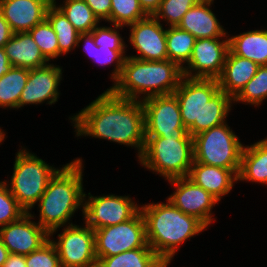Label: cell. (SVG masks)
<instances>
[{
  "mask_svg": "<svg viewBox=\"0 0 267 267\" xmlns=\"http://www.w3.org/2000/svg\"><path fill=\"white\" fill-rule=\"evenodd\" d=\"M70 119L77 137L92 136L133 146L138 150V158L143 152L145 123L141 100L120 98L107 89Z\"/></svg>",
  "mask_w": 267,
  "mask_h": 267,
  "instance_id": "6da1fadb",
  "label": "cell"
},
{
  "mask_svg": "<svg viewBox=\"0 0 267 267\" xmlns=\"http://www.w3.org/2000/svg\"><path fill=\"white\" fill-rule=\"evenodd\" d=\"M173 94L178 99L184 127L192 137L224 124L233 102L220 90L217 79L183 76Z\"/></svg>",
  "mask_w": 267,
  "mask_h": 267,
  "instance_id": "7a4b0ae2",
  "label": "cell"
},
{
  "mask_svg": "<svg viewBox=\"0 0 267 267\" xmlns=\"http://www.w3.org/2000/svg\"><path fill=\"white\" fill-rule=\"evenodd\" d=\"M147 244L166 264H170L179 246L207 227L196 217L187 215L168 199L165 203L141 205Z\"/></svg>",
  "mask_w": 267,
  "mask_h": 267,
  "instance_id": "3957f363",
  "label": "cell"
},
{
  "mask_svg": "<svg viewBox=\"0 0 267 267\" xmlns=\"http://www.w3.org/2000/svg\"><path fill=\"white\" fill-rule=\"evenodd\" d=\"M82 165V159L77 158L61 167L51 178L38 201V223L49 233V237L53 236L58 228L66 226L78 208L82 207L84 213Z\"/></svg>",
  "mask_w": 267,
  "mask_h": 267,
  "instance_id": "277c9868",
  "label": "cell"
},
{
  "mask_svg": "<svg viewBox=\"0 0 267 267\" xmlns=\"http://www.w3.org/2000/svg\"><path fill=\"white\" fill-rule=\"evenodd\" d=\"M182 77V68L169 59L145 61L127 56L119 78L108 90L120 98L142 101L151 96L173 94Z\"/></svg>",
  "mask_w": 267,
  "mask_h": 267,
  "instance_id": "5b68a950",
  "label": "cell"
},
{
  "mask_svg": "<svg viewBox=\"0 0 267 267\" xmlns=\"http://www.w3.org/2000/svg\"><path fill=\"white\" fill-rule=\"evenodd\" d=\"M139 161L165 180L187 177L194 162L193 137H145Z\"/></svg>",
  "mask_w": 267,
  "mask_h": 267,
  "instance_id": "8992f818",
  "label": "cell"
},
{
  "mask_svg": "<svg viewBox=\"0 0 267 267\" xmlns=\"http://www.w3.org/2000/svg\"><path fill=\"white\" fill-rule=\"evenodd\" d=\"M59 169L50 166L34 153L22 149L17 152L10 184L11 194L18 204L29 213L46 190L51 178Z\"/></svg>",
  "mask_w": 267,
  "mask_h": 267,
  "instance_id": "52a82bcc",
  "label": "cell"
},
{
  "mask_svg": "<svg viewBox=\"0 0 267 267\" xmlns=\"http://www.w3.org/2000/svg\"><path fill=\"white\" fill-rule=\"evenodd\" d=\"M243 147L225 122L193 136L194 162L240 171Z\"/></svg>",
  "mask_w": 267,
  "mask_h": 267,
  "instance_id": "ba28073f",
  "label": "cell"
},
{
  "mask_svg": "<svg viewBox=\"0 0 267 267\" xmlns=\"http://www.w3.org/2000/svg\"><path fill=\"white\" fill-rule=\"evenodd\" d=\"M94 233L97 260L132 249L151 248L147 244L145 221L141 211L123 223L96 229Z\"/></svg>",
  "mask_w": 267,
  "mask_h": 267,
  "instance_id": "9c48e42d",
  "label": "cell"
},
{
  "mask_svg": "<svg viewBox=\"0 0 267 267\" xmlns=\"http://www.w3.org/2000/svg\"><path fill=\"white\" fill-rule=\"evenodd\" d=\"M145 137H192L184 127L174 94L151 96L141 101Z\"/></svg>",
  "mask_w": 267,
  "mask_h": 267,
  "instance_id": "30bf717a",
  "label": "cell"
},
{
  "mask_svg": "<svg viewBox=\"0 0 267 267\" xmlns=\"http://www.w3.org/2000/svg\"><path fill=\"white\" fill-rule=\"evenodd\" d=\"M58 234V241L51 240L56 247L62 267H97L95 233L92 228L68 223Z\"/></svg>",
  "mask_w": 267,
  "mask_h": 267,
  "instance_id": "8fae6325",
  "label": "cell"
},
{
  "mask_svg": "<svg viewBox=\"0 0 267 267\" xmlns=\"http://www.w3.org/2000/svg\"><path fill=\"white\" fill-rule=\"evenodd\" d=\"M86 195L84 196V224L93 230L123 223L140 211V206L138 207V204H135L129 196L110 194L96 197L88 193L86 200Z\"/></svg>",
  "mask_w": 267,
  "mask_h": 267,
  "instance_id": "7c38bea8",
  "label": "cell"
},
{
  "mask_svg": "<svg viewBox=\"0 0 267 267\" xmlns=\"http://www.w3.org/2000/svg\"><path fill=\"white\" fill-rule=\"evenodd\" d=\"M223 38L196 39L191 57L182 67L183 76L188 78L218 79L223 71L229 41ZM195 72V73H193Z\"/></svg>",
  "mask_w": 267,
  "mask_h": 267,
  "instance_id": "4fadbf2b",
  "label": "cell"
},
{
  "mask_svg": "<svg viewBox=\"0 0 267 267\" xmlns=\"http://www.w3.org/2000/svg\"><path fill=\"white\" fill-rule=\"evenodd\" d=\"M175 191L168 200L179 210L200 220L207 228L212 223L213 207L219 202L214 196L202 187L194 184L187 177L167 180Z\"/></svg>",
  "mask_w": 267,
  "mask_h": 267,
  "instance_id": "5bb4252c",
  "label": "cell"
},
{
  "mask_svg": "<svg viewBox=\"0 0 267 267\" xmlns=\"http://www.w3.org/2000/svg\"><path fill=\"white\" fill-rule=\"evenodd\" d=\"M130 27L129 42L139 53L130 56L145 61H164L168 59L166 30L154 16L128 25Z\"/></svg>",
  "mask_w": 267,
  "mask_h": 267,
  "instance_id": "9a60e30c",
  "label": "cell"
},
{
  "mask_svg": "<svg viewBox=\"0 0 267 267\" xmlns=\"http://www.w3.org/2000/svg\"><path fill=\"white\" fill-rule=\"evenodd\" d=\"M33 218L29 212L0 228V238L9 253L28 255L50 239L49 233L39 223L31 221Z\"/></svg>",
  "mask_w": 267,
  "mask_h": 267,
  "instance_id": "2e32d148",
  "label": "cell"
},
{
  "mask_svg": "<svg viewBox=\"0 0 267 267\" xmlns=\"http://www.w3.org/2000/svg\"><path fill=\"white\" fill-rule=\"evenodd\" d=\"M62 73V68L49 63L30 69L27 83L20 95L19 108L28 104H40L46 100L50 105L58 101V86Z\"/></svg>",
  "mask_w": 267,
  "mask_h": 267,
  "instance_id": "e0dca14e",
  "label": "cell"
},
{
  "mask_svg": "<svg viewBox=\"0 0 267 267\" xmlns=\"http://www.w3.org/2000/svg\"><path fill=\"white\" fill-rule=\"evenodd\" d=\"M52 0H0V12L13 33L29 32L46 18Z\"/></svg>",
  "mask_w": 267,
  "mask_h": 267,
  "instance_id": "ac0fdd59",
  "label": "cell"
},
{
  "mask_svg": "<svg viewBox=\"0 0 267 267\" xmlns=\"http://www.w3.org/2000/svg\"><path fill=\"white\" fill-rule=\"evenodd\" d=\"M238 174L239 171L193 162L187 178L220 201L232 190Z\"/></svg>",
  "mask_w": 267,
  "mask_h": 267,
  "instance_id": "d6986e66",
  "label": "cell"
},
{
  "mask_svg": "<svg viewBox=\"0 0 267 267\" xmlns=\"http://www.w3.org/2000/svg\"><path fill=\"white\" fill-rule=\"evenodd\" d=\"M212 3L213 1H198L184 14L178 27L196 39L225 37L227 32L210 9Z\"/></svg>",
  "mask_w": 267,
  "mask_h": 267,
  "instance_id": "ffe728a7",
  "label": "cell"
},
{
  "mask_svg": "<svg viewBox=\"0 0 267 267\" xmlns=\"http://www.w3.org/2000/svg\"><path fill=\"white\" fill-rule=\"evenodd\" d=\"M3 48L13 67L30 70L49 63L29 32L14 33Z\"/></svg>",
  "mask_w": 267,
  "mask_h": 267,
  "instance_id": "44dd1931",
  "label": "cell"
},
{
  "mask_svg": "<svg viewBox=\"0 0 267 267\" xmlns=\"http://www.w3.org/2000/svg\"><path fill=\"white\" fill-rule=\"evenodd\" d=\"M259 65L228 51L221 76L217 79L219 88L234 98L256 74Z\"/></svg>",
  "mask_w": 267,
  "mask_h": 267,
  "instance_id": "7402d4cb",
  "label": "cell"
},
{
  "mask_svg": "<svg viewBox=\"0 0 267 267\" xmlns=\"http://www.w3.org/2000/svg\"><path fill=\"white\" fill-rule=\"evenodd\" d=\"M267 184V138L243 147L238 181Z\"/></svg>",
  "mask_w": 267,
  "mask_h": 267,
  "instance_id": "603a6c76",
  "label": "cell"
},
{
  "mask_svg": "<svg viewBox=\"0 0 267 267\" xmlns=\"http://www.w3.org/2000/svg\"><path fill=\"white\" fill-rule=\"evenodd\" d=\"M229 51L250 59L259 66L267 65V30H253L228 38Z\"/></svg>",
  "mask_w": 267,
  "mask_h": 267,
  "instance_id": "cb8c5ba5",
  "label": "cell"
},
{
  "mask_svg": "<svg viewBox=\"0 0 267 267\" xmlns=\"http://www.w3.org/2000/svg\"><path fill=\"white\" fill-rule=\"evenodd\" d=\"M152 248L128 250L117 255L102 257L97 267H167Z\"/></svg>",
  "mask_w": 267,
  "mask_h": 267,
  "instance_id": "d4e9b609",
  "label": "cell"
},
{
  "mask_svg": "<svg viewBox=\"0 0 267 267\" xmlns=\"http://www.w3.org/2000/svg\"><path fill=\"white\" fill-rule=\"evenodd\" d=\"M84 41V52H86L90 59H93L97 64L106 66L116 63L114 70L111 74V78L115 82L122 71L126 54L125 50H112L109 47L97 46L94 42L93 36L90 33L79 34L77 46L79 43Z\"/></svg>",
  "mask_w": 267,
  "mask_h": 267,
  "instance_id": "484cf974",
  "label": "cell"
},
{
  "mask_svg": "<svg viewBox=\"0 0 267 267\" xmlns=\"http://www.w3.org/2000/svg\"><path fill=\"white\" fill-rule=\"evenodd\" d=\"M46 19L56 33L59 45V57L76 48L80 33L54 3L48 7Z\"/></svg>",
  "mask_w": 267,
  "mask_h": 267,
  "instance_id": "4316f807",
  "label": "cell"
},
{
  "mask_svg": "<svg viewBox=\"0 0 267 267\" xmlns=\"http://www.w3.org/2000/svg\"><path fill=\"white\" fill-rule=\"evenodd\" d=\"M29 69L12 67L0 78V108H19V100L27 79Z\"/></svg>",
  "mask_w": 267,
  "mask_h": 267,
  "instance_id": "83f0119b",
  "label": "cell"
},
{
  "mask_svg": "<svg viewBox=\"0 0 267 267\" xmlns=\"http://www.w3.org/2000/svg\"><path fill=\"white\" fill-rule=\"evenodd\" d=\"M196 38L178 26L166 29L167 55L170 61L176 62L181 68L191 57Z\"/></svg>",
  "mask_w": 267,
  "mask_h": 267,
  "instance_id": "f1b7e54d",
  "label": "cell"
},
{
  "mask_svg": "<svg viewBox=\"0 0 267 267\" xmlns=\"http://www.w3.org/2000/svg\"><path fill=\"white\" fill-rule=\"evenodd\" d=\"M53 3L65 14L68 21L80 34L90 33L100 23L84 0H65L64 4L59 6L56 1Z\"/></svg>",
  "mask_w": 267,
  "mask_h": 267,
  "instance_id": "f546056e",
  "label": "cell"
},
{
  "mask_svg": "<svg viewBox=\"0 0 267 267\" xmlns=\"http://www.w3.org/2000/svg\"><path fill=\"white\" fill-rule=\"evenodd\" d=\"M267 98V65L259 66L256 74L233 98V103L241 102L259 106Z\"/></svg>",
  "mask_w": 267,
  "mask_h": 267,
  "instance_id": "4dcf8cb0",
  "label": "cell"
},
{
  "mask_svg": "<svg viewBox=\"0 0 267 267\" xmlns=\"http://www.w3.org/2000/svg\"><path fill=\"white\" fill-rule=\"evenodd\" d=\"M147 16L139 0H111L110 18L107 22L124 27L145 19Z\"/></svg>",
  "mask_w": 267,
  "mask_h": 267,
  "instance_id": "1f68e13d",
  "label": "cell"
},
{
  "mask_svg": "<svg viewBox=\"0 0 267 267\" xmlns=\"http://www.w3.org/2000/svg\"><path fill=\"white\" fill-rule=\"evenodd\" d=\"M29 33L48 61L59 57V45L56 33L46 18L41 23L34 26Z\"/></svg>",
  "mask_w": 267,
  "mask_h": 267,
  "instance_id": "d6a6232c",
  "label": "cell"
},
{
  "mask_svg": "<svg viewBox=\"0 0 267 267\" xmlns=\"http://www.w3.org/2000/svg\"><path fill=\"white\" fill-rule=\"evenodd\" d=\"M200 0H162L154 13L157 20L164 19L169 26H178L184 14Z\"/></svg>",
  "mask_w": 267,
  "mask_h": 267,
  "instance_id": "836d02e7",
  "label": "cell"
},
{
  "mask_svg": "<svg viewBox=\"0 0 267 267\" xmlns=\"http://www.w3.org/2000/svg\"><path fill=\"white\" fill-rule=\"evenodd\" d=\"M26 211L11 194L6 180L0 181V228L19 220Z\"/></svg>",
  "mask_w": 267,
  "mask_h": 267,
  "instance_id": "e575fe53",
  "label": "cell"
},
{
  "mask_svg": "<svg viewBox=\"0 0 267 267\" xmlns=\"http://www.w3.org/2000/svg\"><path fill=\"white\" fill-rule=\"evenodd\" d=\"M26 267H62L56 247L49 239L39 249L25 255Z\"/></svg>",
  "mask_w": 267,
  "mask_h": 267,
  "instance_id": "d590c367",
  "label": "cell"
},
{
  "mask_svg": "<svg viewBox=\"0 0 267 267\" xmlns=\"http://www.w3.org/2000/svg\"><path fill=\"white\" fill-rule=\"evenodd\" d=\"M114 27H104L98 25L90 32L93 36L95 44L99 46L109 47L112 50H126V45L119 34V28L123 26L113 25Z\"/></svg>",
  "mask_w": 267,
  "mask_h": 267,
  "instance_id": "8d00e7d4",
  "label": "cell"
},
{
  "mask_svg": "<svg viewBox=\"0 0 267 267\" xmlns=\"http://www.w3.org/2000/svg\"><path fill=\"white\" fill-rule=\"evenodd\" d=\"M91 8L94 15L100 20L107 21L110 18L111 0H84Z\"/></svg>",
  "mask_w": 267,
  "mask_h": 267,
  "instance_id": "74e56055",
  "label": "cell"
},
{
  "mask_svg": "<svg viewBox=\"0 0 267 267\" xmlns=\"http://www.w3.org/2000/svg\"><path fill=\"white\" fill-rule=\"evenodd\" d=\"M14 33L0 12V48L4 47Z\"/></svg>",
  "mask_w": 267,
  "mask_h": 267,
  "instance_id": "f35d334b",
  "label": "cell"
},
{
  "mask_svg": "<svg viewBox=\"0 0 267 267\" xmlns=\"http://www.w3.org/2000/svg\"><path fill=\"white\" fill-rule=\"evenodd\" d=\"M2 267H26L25 255L10 253Z\"/></svg>",
  "mask_w": 267,
  "mask_h": 267,
  "instance_id": "ab89813d",
  "label": "cell"
},
{
  "mask_svg": "<svg viewBox=\"0 0 267 267\" xmlns=\"http://www.w3.org/2000/svg\"><path fill=\"white\" fill-rule=\"evenodd\" d=\"M162 0H139L141 8L147 15H154Z\"/></svg>",
  "mask_w": 267,
  "mask_h": 267,
  "instance_id": "60d3db41",
  "label": "cell"
},
{
  "mask_svg": "<svg viewBox=\"0 0 267 267\" xmlns=\"http://www.w3.org/2000/svg\"><path fill=\"white\" fill-rule=\"evenodd\" d=\"M12 64L10 63L4 48L1 47L0 48V78L6 74L7 72H9L12 69Z\"/></svg>",
  "mask_w": 267,
  "mask_h": 267,
  "instance_id": "b9f144b4",
  "label": "cell"
},
{
  "mask_svg": "<svg viewBox=\"0 0 267 267\" xmlns=\"http://www.w3.org/2000/svg\"><path fill=\"white\" fill-rule=\"evenodd\" d=\"M9 254V251L7 250L6 246L3 244L0 238V267H2L3 264L6 262Z\"/></svg>",
  "mask_w": 267,
  "mask_h": 267,
  "instance_id": "7bdbcfd3",
  "label": "cell"
},
{
  "mask_svg": "<svg viewBox=\"0 0 267 267\" xmlns=\"http://www.w3.org/2000/svg\"><path fill=\"white\" fill-rule=\"evenodd\" d=\"M5 138V133L4 131H2V129L0 128V143L4 141Z\"/></svg>",
  "mask_w": 267,
  "mask_h": 267,
  "instance_id": "ee69618b",
  "label": "cell"
}]
</instances>
